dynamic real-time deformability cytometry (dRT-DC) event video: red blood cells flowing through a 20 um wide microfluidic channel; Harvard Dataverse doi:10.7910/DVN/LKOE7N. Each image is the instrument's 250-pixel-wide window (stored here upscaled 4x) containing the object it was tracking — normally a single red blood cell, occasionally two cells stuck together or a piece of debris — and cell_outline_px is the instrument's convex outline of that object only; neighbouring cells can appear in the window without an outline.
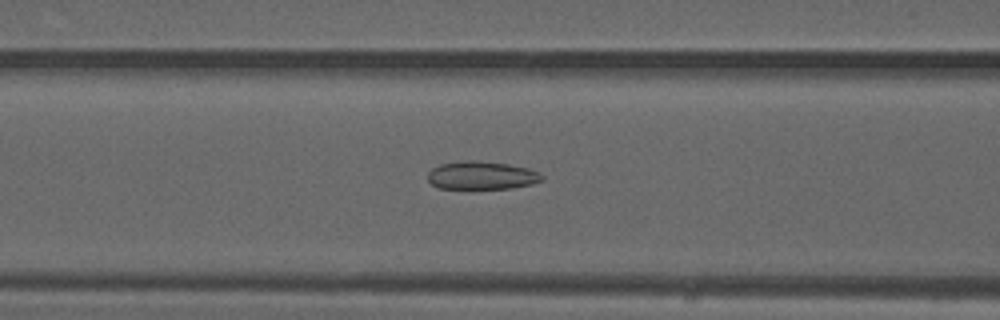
{"species": "common noctule bat (a hibernating species)", "species_latin": "Nyctalus noctula", "temperature_condition": "warm", "stored_images_in_passage": 50, "camera_frame_rate_fps": 3000, "um_per_image_px": 0.085, "animal": {"sex": "male", "forearm_length_mm": 52.5}, "frame": {"image": 1, "passage_image": 21, "time_ms": 6.667, "image_size_px": [1000, 320], "cell_outline_px": [[544, 180], [532, 184], [512, 188], [440, 188], [432, 184], [428, 180], [428, 172], [432, 168], [440, 164], [468, 160], [476, 160], [508, 164], [528, 168], [540, 172], [544, 176]], "centroid_in_image_um": [40.98, 14.9], "position_along_channel_um": 125.6, "area_um2": 18.73}}
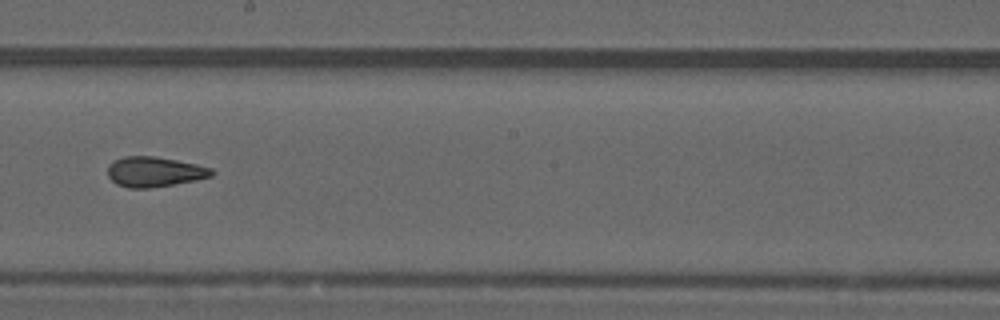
{"frame": {"image": 2, "passage_image": 29, "time_ms": 9.333, "image_size_px": [1000, 320], "cell_outline_px": [[216, 172], [212, 176], [196, 180], [148, 188], [128, 188], [116, 184], [108, 176], [108, 164], [124, 156], [152, 156], [176, 160], [196, 164], [212, 168]], "centroid_in_image_um": [13.13, 14.6], "position_along_channel_um": 235.1, "area_um2": 18.15}}
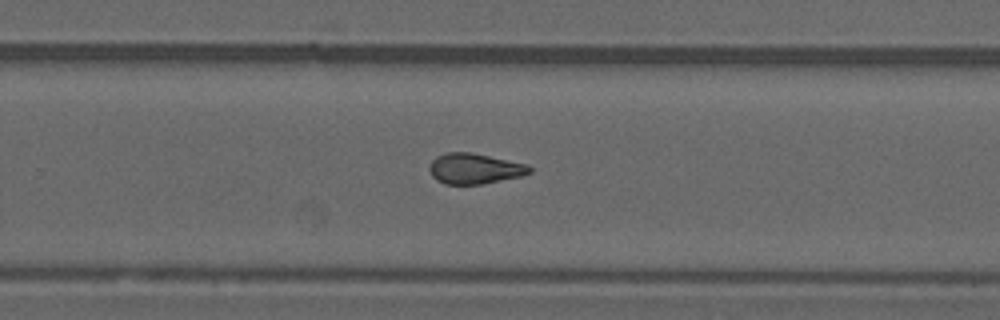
{"frame": {"image": 3, "passage_image": 33, "time_ms": 10.667, "image_size_px": [1000, 320], "cell_outline_px": [[532, 172], [520, 176], [480, 184], [444, 184], [436, 180], [432, 176], [428, 168], [432, 160], [436, 156], [448, 152], [468, 152], [528, 164], [532, 168]], "centroid_in_image_um": [40.31, 14.33], "position_along_channel_um": 289.5, "area_um2": 17.69}, "authors_computed_cell_mechanics": {"area_um2": 18.3804, "velocity_mm_per_s": 4.1097, "shape_relaxation_time_tau1_ms": null, "shape_relaxation_time_tau2_ms": 2.2006, "deformation_change_tau1": null, "deformation_change_tau2": 0.0938}}